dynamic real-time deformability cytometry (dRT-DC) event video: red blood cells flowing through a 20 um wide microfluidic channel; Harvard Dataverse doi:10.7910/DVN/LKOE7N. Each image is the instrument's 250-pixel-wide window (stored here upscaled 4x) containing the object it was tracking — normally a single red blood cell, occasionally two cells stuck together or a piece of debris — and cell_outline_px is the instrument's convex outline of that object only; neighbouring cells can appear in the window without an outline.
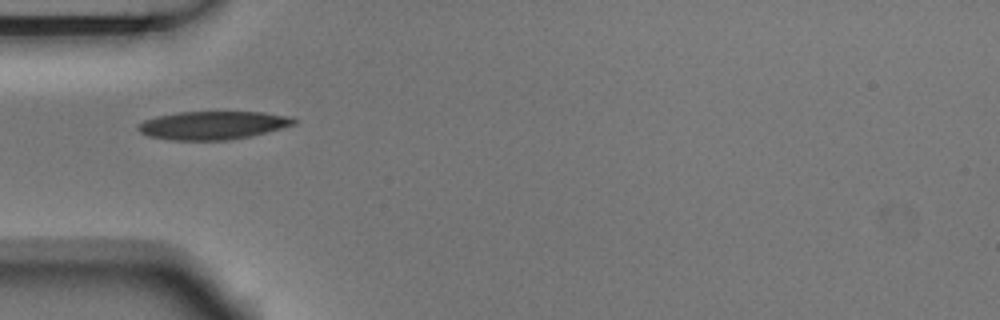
{"species": "Egyptian fruit bat (a non-hibernating species)", "species_latin": "Rousettus aegyptiacus", "temperature_condition": "room temperature", "stored_images_in_passage": 5, "camera_frame_rate_fps": 3000, "um_per_image_px": 0.085, "animal": {"sex": "male"}, "frame": {"image": 1, "passage_image": 1, "time_ms": 0.0, "image_size_px": [1000, 320], "cell_outline_px": [[296, 124], [252, 136], [228, 140], [172, 140], [148, 136], [140, 132], [136, 128], [144, 120], [156, 116], [180, 112], [264, 112], [292, 116], [296, 120]], "centroid_in_image_um": [18.11, 10.65], "position_along_channel_um": 66.9, "area_um2": 25.72}}
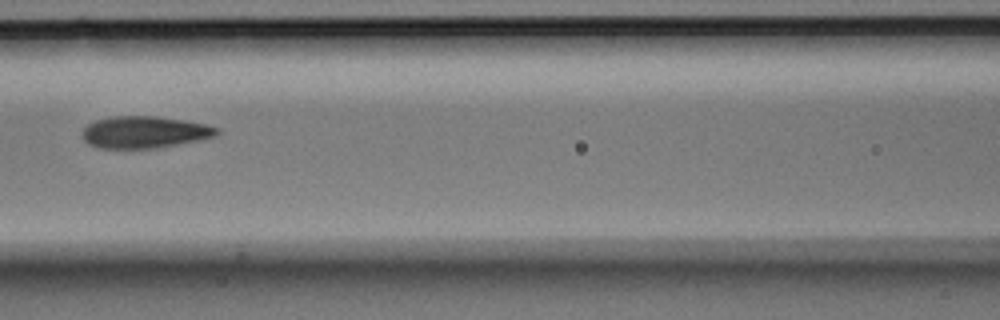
{"frame": {"image": 2, "passage_image": 3, "time_ms": 0.667, "image_size_px": [1000, 320], "cell_outline_px": [[220, 132], [216, 136], [156, 148], [100, 148], [88, 144], [84, 140], [84, 128], [88, 124], [96, 120], [116, 116], [156, 116], [184, 120], [204, 124], [220, 128]], "centroid_in_image_um": [12.3, 11.23], "position_along_channel_um": 154.3, "area_um2": 24.74}}
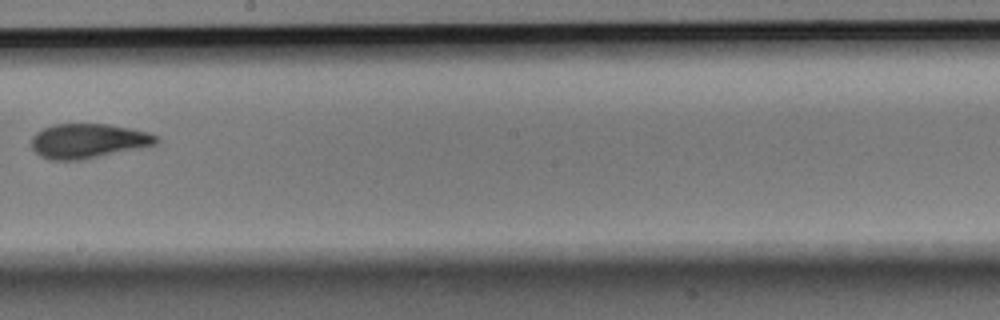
{"frame": {"image": 3, "passage_image": 5, "time_ms": 1.333, "image_size_px": [1000, 320], "cell_outline_px": [[160, 140], [156, 144], [140, 148], [80, 160], [52, 160], [40, 156], [32, 148], [32, 136], [36, 132], [44, 128], [56, 124], [108, 124], [148, 132], [160, 136]], "centroid_in_image_um": [7.51, 11.98], "position_along_channel_um": 240.7, "area_um2": 25.09}}